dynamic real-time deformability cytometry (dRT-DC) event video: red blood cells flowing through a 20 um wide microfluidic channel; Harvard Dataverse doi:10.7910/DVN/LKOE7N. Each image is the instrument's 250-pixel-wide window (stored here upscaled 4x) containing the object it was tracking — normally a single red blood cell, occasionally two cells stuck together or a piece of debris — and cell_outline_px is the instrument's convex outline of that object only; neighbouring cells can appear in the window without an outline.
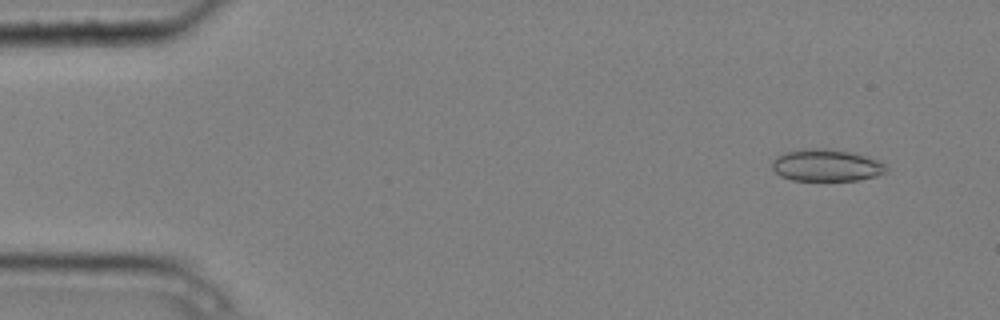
{"species": "common noctule bat (a hibernating species)", "species_latin": "Nyctalus noctula", "temperature_condition": "cold", "stored_images_in_passage": 4, "camera_frame_rate_fps": 3000, "um_per_image_px": 0.085, "animal": {"sex": "male", "body_mass_g": 20.4}, "frame": {"image": 1, "passage_image": 1, "time_ms": 0.0, "image_size_px": [1000, 320], "cell_outline_px": [[888, 172], [876, 176], [860, 180], [792, 180], [780, 176], [772, 168], [772, 160], [776, 156], [784, 152], [804, 148], [824, 148], [848, 152], [868, 156], [888, 164]], "centroid_in_image_um": [70.26, 14.05], "position_along_channel_um": 14.7, "area_um2": 21.56}}